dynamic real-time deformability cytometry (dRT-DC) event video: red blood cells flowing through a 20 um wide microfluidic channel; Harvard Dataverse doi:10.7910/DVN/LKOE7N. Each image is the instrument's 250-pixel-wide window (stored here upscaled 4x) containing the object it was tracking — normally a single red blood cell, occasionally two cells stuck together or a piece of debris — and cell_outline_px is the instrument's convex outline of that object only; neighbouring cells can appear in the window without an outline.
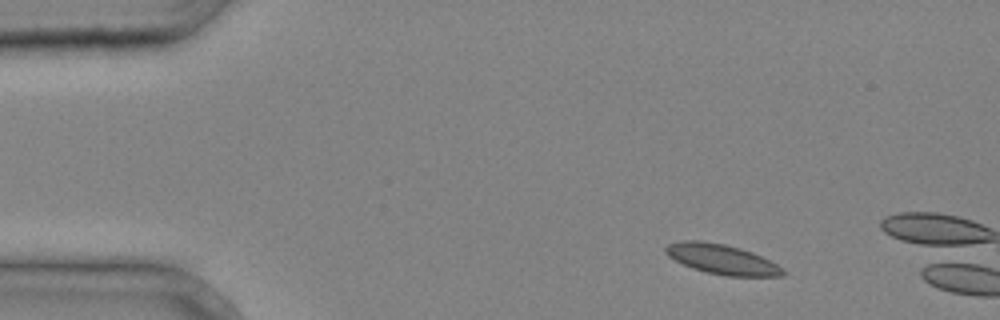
{"species": "common noctule bat (a hibernating species)", "species_latin": "Nyctalus noctula", "temperature_condition": "cold", "stored_images_in_passage": 3, "segment_of_instrument_passage": [2, 2], "camera_frame_rate_fps": 3000, "um_per_image_px": 0.085, "animal": {"sex": "male", "body_mass_g": 20.4}, "frame": {"image": 1, "passage_image": 3, "time_ms": 0.667, "image_size_px": [1000, 320], "cell_outline_px": [[788, 272], [784, 276], [728, 276], [708, 272], [692, 268], [668, 256], [664, 252], [664, 248], [668, 244], [680, 240], [704, 240], [724, 244], [740, 248], [752, 252], [784, 268]], "centroid_in_image_um": [61.36, 22.02], "position_along_channel_um": 23.6, "area_um2": 20.46}}